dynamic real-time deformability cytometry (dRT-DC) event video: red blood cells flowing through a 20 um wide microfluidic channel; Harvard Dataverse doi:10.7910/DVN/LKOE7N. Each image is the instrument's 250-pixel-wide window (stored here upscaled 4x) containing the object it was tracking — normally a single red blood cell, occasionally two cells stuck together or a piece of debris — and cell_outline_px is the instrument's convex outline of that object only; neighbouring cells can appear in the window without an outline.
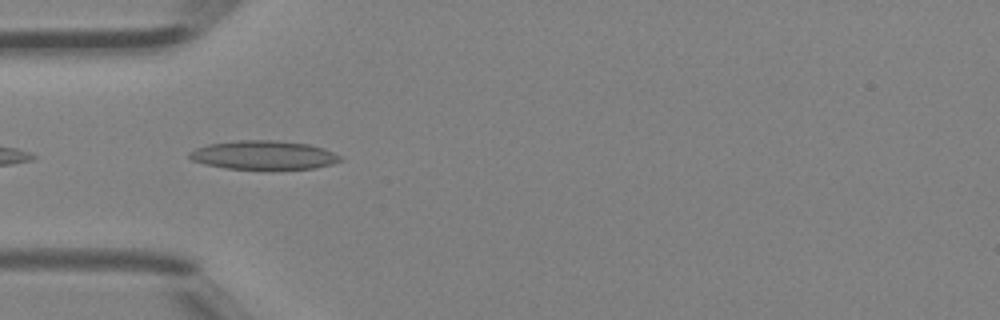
{"species": "Egyptian fruit bat (a non-hibernating species)", "species_latin": "Rousettus aegyptiacus", "temperature_condition": "room temperature", "stored_images_in_passage": 5, "camera_frame_rate_fps": 3000, "um_per_image_px": 0.085, "animal": {"sex": "female"}, "frame": {"image": 1, "passage_image": 5, "time_ms": 1.333, "image_size_px": [1000, 320], "cell_outline_px": [[344, 160], [332, 164], [316, 168], [228, 168], [204, 164], [192, 160], [188, 156], [188, 152], [196, 148], [208, 144], [236, 140], [272, 140], [308, 144], [324, 148], [340, 156]], "centroid_in_image_um": [22.4, 13.17], "position_along_channel_um": 62.6, "area_um2": 25.03}}